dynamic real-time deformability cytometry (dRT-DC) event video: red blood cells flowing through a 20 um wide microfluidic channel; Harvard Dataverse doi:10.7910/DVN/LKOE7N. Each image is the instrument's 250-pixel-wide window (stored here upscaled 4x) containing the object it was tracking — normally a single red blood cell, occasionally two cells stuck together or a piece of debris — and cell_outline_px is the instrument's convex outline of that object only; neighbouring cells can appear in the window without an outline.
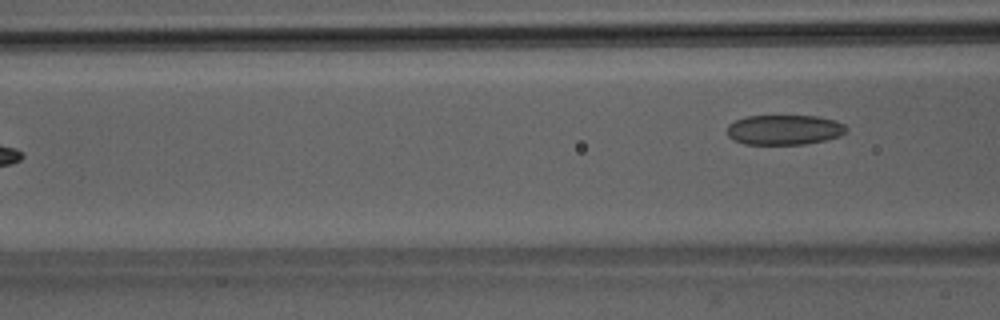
{"species": "Egyptian fruit bat (a non-hibernating species)", "species_latin": "Rousettus aegyptiacus", "temperature_condition": "room temperature", "stored_images_in_passage": 7, "camera_frame_rate_fps": 3000, "um_per_image_px": 0.085, "animal": {"sex": "male"}, "frame": {"image": 1, "passage_image": 7, "time_ms": 7.667, "image_size_px": [1000, 320], "cell_outline_px": [[848, 128], [840, 136], [824, 140], [804, 144], [744, 144], [732, 140], [728, 136], [728, 124], [744, 116], [820, 116], [836, 120], [844, 124]], "centroid_in_image_um": [66.66, 11.02], "position_along_channel_um": 99.9, "area_um2": 20.92}}